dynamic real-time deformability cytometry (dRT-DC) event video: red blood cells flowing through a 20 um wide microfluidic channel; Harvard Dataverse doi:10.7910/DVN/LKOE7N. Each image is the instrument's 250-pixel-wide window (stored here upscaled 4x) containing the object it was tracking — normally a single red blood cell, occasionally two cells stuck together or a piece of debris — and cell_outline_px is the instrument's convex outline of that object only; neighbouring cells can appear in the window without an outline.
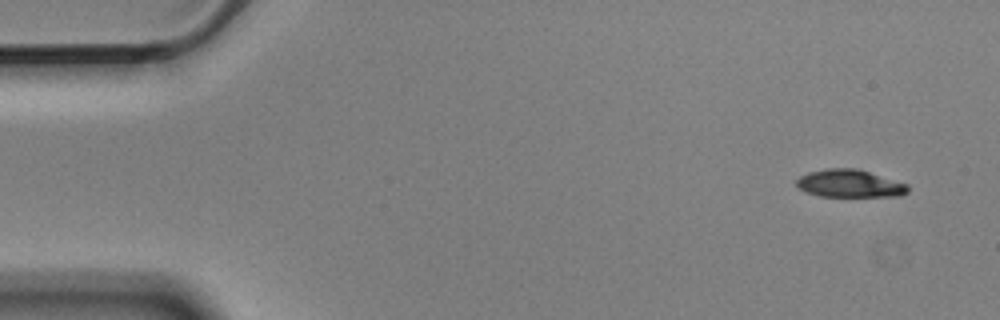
{"species": "Egyptian fruit bat (a non-hibernating species)", "species_latin": "Rousettus aegyptiacus", "temperature_condition": "cold", "stored_images_in_passage": 6, "camera_frame_rate_fps": 3000, "um_per_image_px": 0.085, "animal": {"sex": "male"}, "frame": {"image": 1, "passage_image": 1, "time_ms": 0.0, "image_size_px": [1000, 320], "cell_outline_px": [[908, 192], [900, 196], [820, 196], [804, 192], [796, 184], [796, 180], [800, 176], [808, 172], [828, 168], [856, 168], [908, 184]], "centroid_in_image_um": [72.21, 15.6], "position_along_channel_um": 12.8, "area_um2": 17.92}}
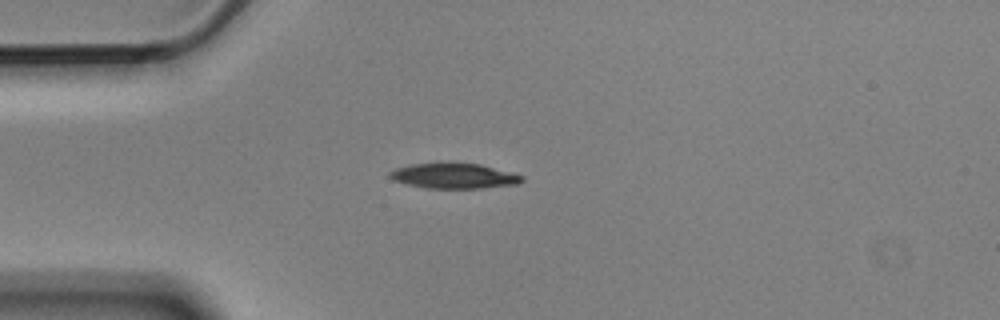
{"frame": {"image": 2, "passage_image": 4, "time_ms": 1.0, "image_size_px": [1000, 320], "cell_outline_px": [[524, 180], [516, 184], [484, 188], [424, 188], [392, 180], [388, 176], [388, 172], [396, 168], [412, 164], [440, 160], [448, 160], [480, 164], [524, 176]], "centroid_in_image_um": [38.53, 14.91], "position_along_channel_um": 46.5, "area_um2": 20.17}}
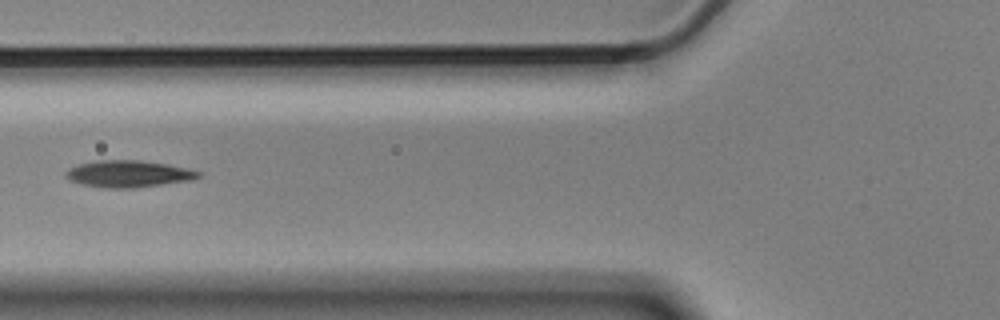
{"frame": {"image": 3, "passage_image": 6, "time_ms": 1.667, "image_size_px": [1000, 320], "cell_outline_px": [[200, 176], [192, 180], [132, 188], [108, 188], [84, 184], [72, 180], [64, 176], [64, 172], [68, 168], [80, 164], [96, 160], [140, 160], [168, 164], [188, 168], [200, 172]], "centroid_in_image_um": [10.92, 14.76], "position_along_channel_um": 114.9, "area_um2": 20.58}}